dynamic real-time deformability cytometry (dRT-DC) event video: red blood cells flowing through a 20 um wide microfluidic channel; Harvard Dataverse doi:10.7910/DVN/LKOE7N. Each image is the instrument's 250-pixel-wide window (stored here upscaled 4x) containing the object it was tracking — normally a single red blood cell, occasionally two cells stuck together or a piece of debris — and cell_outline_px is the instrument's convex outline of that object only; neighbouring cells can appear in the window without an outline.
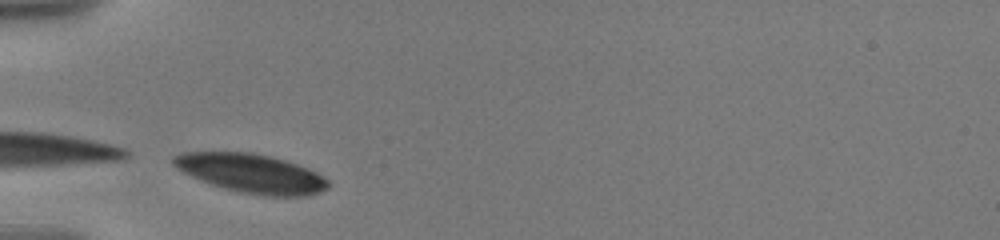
{"species": "human", "species_latin": "Homo sapiens", "temperature_condition": "warm", "stored_images_in_passage": 47, "camera_frame_rate_fps": 3000, "um_per_image_px": 0.085, "donor": {"sex": "male"}, "frame": {"image": 1, "passage_image": 1, "time_ms": 0.0, "image_size_px": [1000, 240], "cell_outline_px": [[328, 188], [320, 192], [308, 196], [260, 196], [240, 192], [224, 188], [212, 184], [184, 172], [176, 168], [172, 164], [172, 156], [180, 152], [252, 152], [272, 156], [308, 168], [316, 172], [328, 180]], "centroid_in_image_um": [21.36, 14.73], "position_along_channel_um": 63.6, "area_um2": 35.08}}
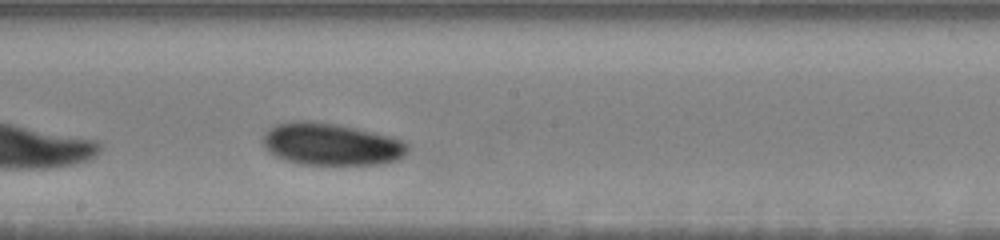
{"frame": {"image": 2, "passage_image": 21, "time_ms": 4.667, "image_size_px": [1000, 240], "cell_outline_px": [[408, 148], [404, 156], [396, 160], [384, 164], [300, 164], [284, 160], [268, 152], [264, 148], [260, 140], [264, 132], [268, 128], [276, 124], [296, 120], [312, 120], [336, 124], [356, 128], [388, 136], [400, 140], [408, 144]], "centroid_in_image_um": [28.07, 12.25], "position_along_channel_um": 220.1, "area_um2": 35.84}}
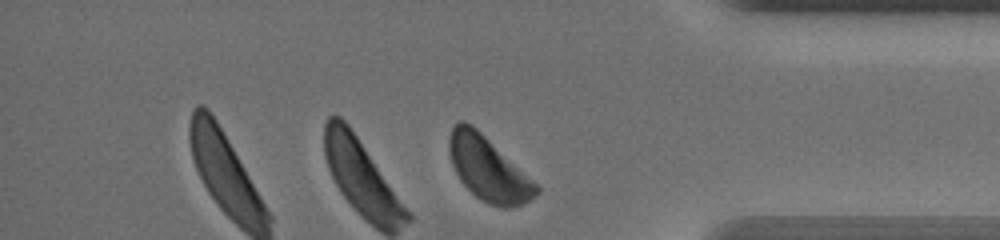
{"frame": {"image": 3, "passage_image": 44, "time_ms": 10.0, "image_size_px": [1000, 240], "cell_outline_px": [[540, 192], [536, 196], [524, 204], [512, 208], [504, 208], [488, 204], [480, 200], [460, 180], [452, 164], [448, 152], [448, 140], [452, 128], [460, 120], [464, 120], [472, 124], [540, 184]], "centroid_in_image_um": [41.55, 14.36], "position_along_channel_um": 393.7, "area_um2": 33.06}, "authors_computed_cell_mechanics": {"area_um2": 35.547, "velocity_mm_per_s": 3.4886, "shape_relaxation_time_tau1_ms": 1.4773, "shape_relaxation_time_tau2_ms": null, "deformation_change_tau1": 0.0743, "deformation_change_tau2": null}}